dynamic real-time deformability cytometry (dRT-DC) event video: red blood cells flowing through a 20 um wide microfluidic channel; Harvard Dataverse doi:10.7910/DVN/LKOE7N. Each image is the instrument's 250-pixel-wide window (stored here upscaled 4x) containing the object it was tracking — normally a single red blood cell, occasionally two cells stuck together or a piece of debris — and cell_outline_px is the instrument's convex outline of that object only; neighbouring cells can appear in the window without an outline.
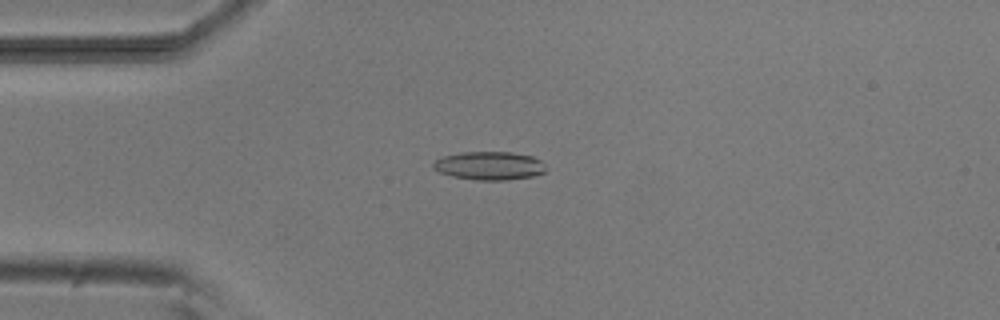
{"species": "common noctule bat (a hibernating species)", "species_latin": "Nyctalus noctula", "temperature_condition": "room temperature", "stored_images_in_passage": 3, "camera_frame_rate_fps": 3000, "um_per_image_px": 0.085, "animal": {"sex": "male", "body_mass_g": 20.5, "forearm_length_mm": 52.5}, "frame": {"image": 1, "passage_image": 2, "time_ms": 1.0, "image_size_px": [1000, 320], "cell_outline_px": [[548, 168], [544, 172], [532, 176], [508, 180], [476, 180], [452, 176], [440, 172], [432, 168], [432, 164], [436, 160], [444, 156], [460, 152], [512, 152], [532, 156], [540, 160]], "centroid_in_image_um": [41.61, 14.08], "position_along_channel_um": 43.4, "area_um2": 18.67}}
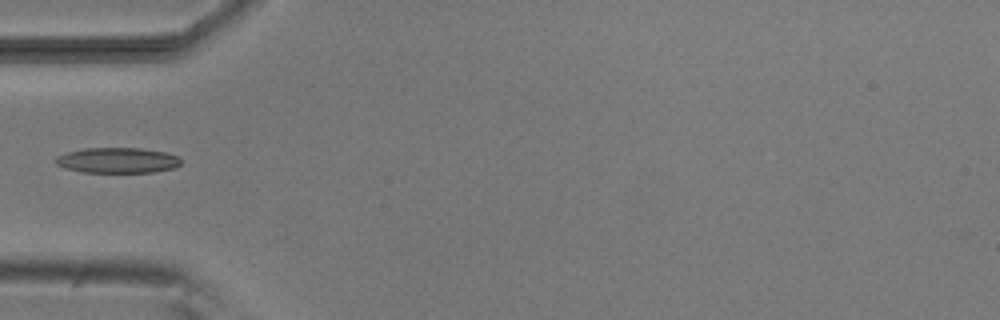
{"frame": {"image": 2, "passage_image": 3, "time_ms": 2.333, "image_size_px": [1000, 320], "cell_outline_px": [[180, 164], [176, 168], [152, 172], [84, 172], [64, 168], [56, 164], [52, 160], [56, 156], [64, 152], [84, 148], [140, 148], [164, 152], [176, 156], [180, 160]], "centroid_in_image_um": [9.92, 13.62], "position_along_channel_um": 75.1, "area_um2": 18.67}}